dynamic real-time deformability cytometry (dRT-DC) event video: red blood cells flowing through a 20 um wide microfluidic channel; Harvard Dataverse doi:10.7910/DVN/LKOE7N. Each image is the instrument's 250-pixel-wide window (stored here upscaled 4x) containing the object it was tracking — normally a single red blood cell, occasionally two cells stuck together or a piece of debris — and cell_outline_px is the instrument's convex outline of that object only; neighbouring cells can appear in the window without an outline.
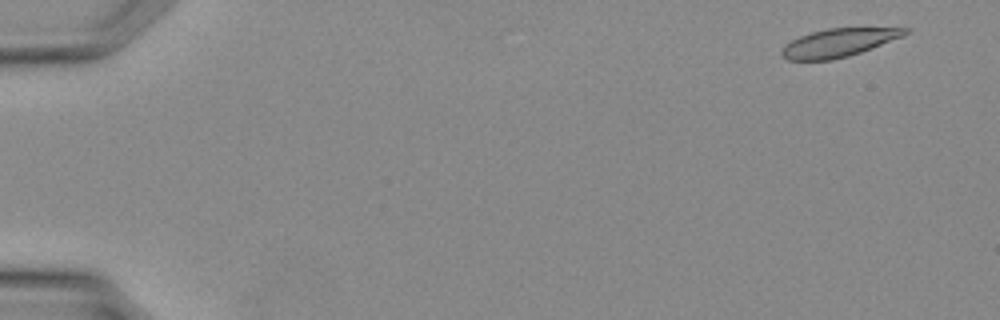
{"species": "Egyptian fruit bat (a non-hibernating species)", "species_latin": "Rousettus aegyptiacus", "temperature_condition": "warm", "stored_images_in_passage": 36, "camera_frame_rate_fps": 3000, "um_per_image_px": 0.085, "animal": {"sex": "female"}, "frame": {"image": 1, "passage_image": 2, "time_ms": 0.333, "image_size_px": [1000, 320], "cell_outline_px": [[908, 32], [904, 36], [872, 48], [848, 56], [832, 60], [788, 60], [780, 56], [780, 52], [784, 44], [800, 36], [812, 32], [828, 28], [908, 28]], "centroid_in_image_um": [71.24, 3.64], "position_along_channel_um": 13.8, "area_um2": 20.23}}
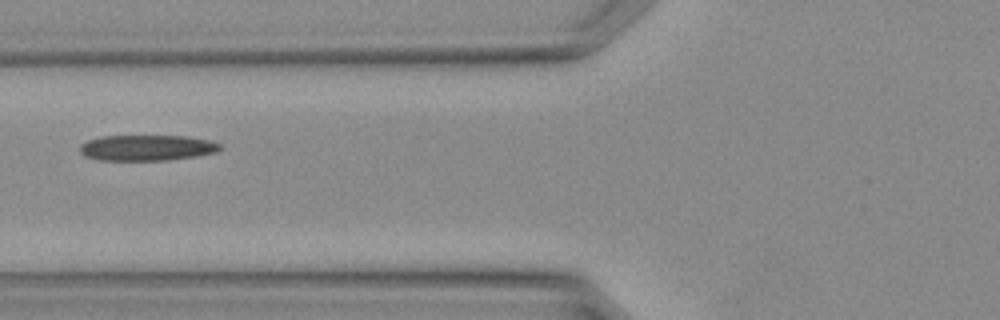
{"frame": {"image": 2, "passage_image": 15, "time_ms": 4.667, "image_size_px": [1000, 320], "cell_outline_px": [[224, 148], [216, 152], [196, 156], [168, 160], [96, 160], [84, 156], [80, 152], [80, 144], [88, 140], [100, 136], [188, 136], [208, 140], [220, 144]], "centroid_in_image_um": [12.47, 12.56], "position_along_channel_um": 113.3, "area_um2": 21.15}}
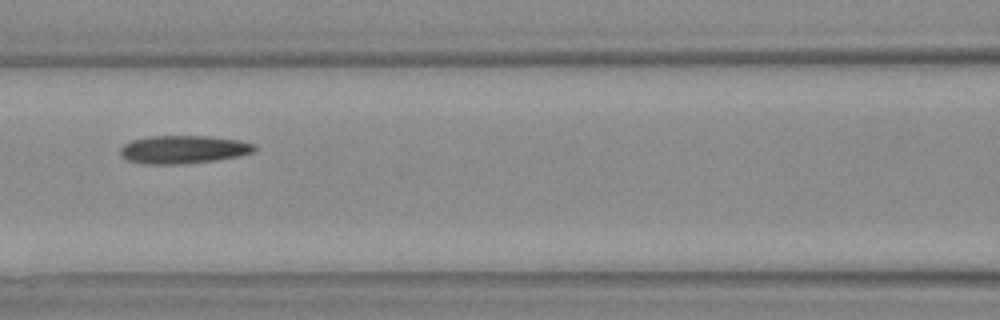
{"frame": {"image": 3, "passage_image": 17, "time_ms": 5.333, "image_size_px": [1000, 320], "cell_outline_px": [[256, 148], [252, 152], [236, 156], [216, 160], [180, 164], [148, 164], [128, 160], [120, 156], [120, 148], [124, 144], [132, 140], [148, 136], [208, 136], [240, 140], [252, 144]], "centroid_in_image_um": [15.54, 12.7], "position_along_channel_um": 151.1, "area_um2": 21.79}}